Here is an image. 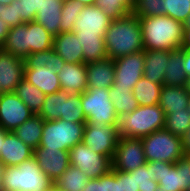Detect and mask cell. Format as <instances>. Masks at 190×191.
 <instances>
[{
  "instance_id": "cell-1",
  "label": "cell",
  "mask_w": 190,
  "mask_h": 191,
  "mask_svg": "<svg viewBox=\"0 0 190 191\" xmlns=\"http://www.w3.org/2000/svg\"><path fill=\"white\" fill-rule=\"evenodd\" d=\"M111 21L97 5L85 6L79 13L73 32L82 45L83 63L107 58L104 36Z\"/></svg>"
},
{
  "instance_id": "cell-2",
  "label": "cell",
  "mask_w": 190,
  "mask_h": 191,
  "mask_svg": "<svg viewBox=\"0 0 190 191\" xmlns=\"http://www.w3.org/2000/svg\"><path fill=\"white\" fill-rule=\"evenodd\" d=\"M107 57H118L144 50L139 18L132 13L112 20L104 36Z\"/></svg>"
},
{
  "instance_id": "cell-3",
  "label": "cell",
  "mask_w": 190,
  "mask_h": 191,
  "mask_svg": "<svg viewBox=\"0 0 190 191\" xmlns=\"http://www.w3.org/2000/svg\"><path fill=\"white\" fill-rule=\"evenodd\" d=\"M139 22L144 50L172 51L181 48L183 23L166 15L140 18Z\"/></svg>"
},
{
  "instance_id": "cell-4",
  "label": "cell",
  "mask_w": 190,
  "mask_h": 191,
  "mask_svg": "<svg viewBox=\"0 0 190 191\" xmlns=\"http://www.w3.org/2000/svg\"><path fill=\"white\" fill-rule=\"evenodd\" d=\"M53 185L34 157L18 166H5L1 179L4 191H46Z\"/></svg>"
},
{
  "instance_id": "cell-5",
  "label": "cell",
  "mask_w": 190,
  "mask_h": 191,
  "mask_svg": "<svg viewBox=\"0 0 190 191\" xmlns=\"http://www.w3.org/2000/svg\"><path fill=\"white\" fill-rule=\"evenodd\" d=\"M165 126V113L159 104L138 106L118 119L119 137L143 138Z\"/></svg>"
},
{
  "instance_id": "cell-6",
  "label": "cell",
  "mask_w": 190,
  "mask_h": 191,
  "mask_svg": "<svg viewBox=\"0 0 190 191\" xmlns=\"http://www.w3.org/2000/svg\"><path fill=\"white\" fill-rule=\"evenodd\" d=\"M142 142L147 162L163 161L175 164L185 156L182 137L165 129L143 137Z\"/></svg>"
},
{
  "instance_id": "cell-7",
  "label": "cell",
  "mask_w": 190,
  "mask_h": 191,
  "mask_svg": "<svg viewBox=\"0 0 190 191\" xmlns=\"http://www.w3.org/2000/svg\"><path fill=\"white\" fill-rule=\"evenodd\" d=\"M86 122H70L61 119L44 121L40 147L70 150L83 140Z\"/></svg>"
},
{
  "instance_id": "cell-8",
  "label": "cell",
  "mask_w": 190,
  "mask_h": 191,
  "mask_svg": "<svg viewBox=\"0 0 190 191\" xmlns=\"http://www.w3.org/2000/svg\"><path fill=\"white\" fill-rule=\"evenodd\" d=\"M81 107L86 117V123H105L118 125V119L109 88L86 89L81 94Z\"/></svg>"
},
{
  "instance_id": "cell-9",
  "label": "cell",
  "mask_w": 190,
  "mask_h": 191,
  "mask_svg": "<svg viewBox=\"0 0 190 191\" xmlns=\"http://www.w3.org/2000/svg\"><path fill=\"white\" fill-rule=\"evenodd\" d=\"M151 173L163 191H187L190 184V160L184 156L175 164L153 161Z\"/></svg>"
},
{
  "instance_id": "cell-10",
  "label": "cell",
  "mask_w": 190,
  "mask_h": 191,
  "mask_svg": "<svg viewBox=\"0 0 190 191\" xmlns=\"http://www.w3.org/2000/svg\"><path fill=\"white\" fill-rule=\"evenodd\" d=\"M70 165L79 168L90 178H99L112 170V160L109 157L94 152L83 142L69 150Z\"/></svg>"
},
{
  "instance_id": "cell-11",
  "label": "cell",
  "mask_w": 190,
  "mask_h": 191,
  "mask_svg": "<svg viewBox=\"0 0 190 191\" xmlns=\"http://www.w3.org/2000/svg\"><path fill=\"white\" fill-rule=\"evenodd\" d=\"M119 133L117 125L105 123H86L82 142L94 152L109 157L115 154Z\"/></svg>"
},
{
  "instance_id": "cell-12",
  "label": "cell",
  "mask_w": 190,
  "mask_h": 191,
  "mask_svg": "<svg viewBox=\"0 0 190 191\" xmlns=\"http://www.w3.org/2000/svg\"><path fill=\"white\" fill-rule=\"evenodd\" d=\"M142 138L119 137L112 169L130 172L146 164Z\"/></svg>"
},
{
  "instance_id": "cell-13",
  "label": "cell",
  "mask_w": 190,
  "mask_h": 191,
  "mask_svg": "<svg viewBox=\"0 0 190 191\" xmlns=\"http://www.w3.org/2000/svg\"><path fill=\"white\" fill-rule=\"evenodd\" d=\"M144 50L114 59V84L119 88L133 90L135 84L143 77Z\"/></svg>"
},
{
  "instance_id": "cell-14",
  "label": "cell",
  "mask_w": 190,
  "mask_h": 191,
  "mask_svg": "<svg viewBox=\"0 0 190 191\" xmlns=\"http://www.w3.org/2000/svg\"><path fill=\"white\" fill-rule=\"evenodd\" d=\"M34 113L14 93L0 94V126L6 131H13Z\"/></svg>"
},
{
  "instance_id": "cell-15",
  "label": "cell",
  "mask_w": 190,
  "mask_h": 191,
  "mask_svg": "<svg viewBox=\"0 0 190 191\" xmlns=\"http://www.w3.org/2000/svg\"><path fill=\"white\" fill-rule=\"evenodd\" d=\"M41 170L53 181L70 166L69 151L49 147H37L33 156Z\"/></svg>"
},
{
  "instance_id": "cell-16",
  "label": "cell",
  "mask_w": 190,
  "mask_h": 191,
  "mask_svg": "<svg viewBox=\"0 0 190 191\" xmlns=\"http://www.w3.org/2000/svg\"><path fill=\"white\" fill-rule=\"evenodd\" d=\"M24 75V59L0 48V94L14 93Z\"/></svg>"
},
{
  "instance_id": "cell-17",
  "label": "cell",
  "mask_w": 190,
  "mask_h": 191,
  "mask_svg": "<svg viewBox=\"0 0 190 191\" xmlns=\"http://www.w3.org/2000/svg\"><path fill=\"white\" fill-rule=\"evenodd\" d=\"M33 156L34 149L23 143L13 131H7L0 150V161L4 166H18Z\"/></svg>"
},
{
  "instance_id": "cell-18",
  "label": "cell",
  "mask_w": 190,
  "mask_h": 191,
  "mask_svg": "<svg viewBox=\"0 0 190 191\" xmlns=\"http://www.w3.org/2000/svg\"><path fill=\"white\" fill-rule=\"evenodd\" d=\"M87 89L111 88L114 84V59L108 57L95 62L86 63Z\"/></svg>"
},
{
  "instance_id": "cell-19",
  "label": "cell",
  "mask_w": 190,
  "mask_h": 191,
  "mask_svg": "<svg viewBox=\"0 0 190 191\" xmlns=\"http://www.w3.org/2000/svg\"><path fill=\"white\" fill-rule=\"evenodd\" d=\"M59 77L61 90L72 94H82L87 89L85 63H64Z\"/></svg>"
},
{
  "instance_id": "cell-20",
  "label": "cell",
  "mask_w": 190,
  "mask_h": 191,
  "mask_svg": "<svg viewBox=\"0 0 190 191\" xmlns=\"http://www.w3.org/2000/svg\"><path fill=\"white\" fill-rule=\"evenodd\" d=\"M53 49L65 63H83L82 45L74 32L54 36Z\"/></svg>"
},
{
  "instance_id": "cell-21",
  "label": "cell",
  "mask_w": 190,
  "mask_h": 191,
  "mask_svg": "<svg viewBox=\"0 0 190 191\" xmlns=\"http://www.w3.org/2000/svg\"><path fill=\"white\" fill-rule=\"evenodd\" d=\"M144 59L143 76L153 83L163 85L169 61V51L144 50Z\"/></svg>"
},
{
  "instance_id": "cell-22",
  "label": "cell",
  "mask_w": 190,
  "mask_h": 191,
  "mask_svg": "<svg viewBox=\"0 0 190 191\" xmlns=\"http://www.w3.org/2000/svg\"><path fill=\"white\" fill-rule=\"evenodd\" d=\"M64 0H42L35 22L41 24L47 32L56 36L60 33L61 11Z\"/></svg>"
},
{
  "instance_id": "cell-23",
  "label": "cell",
  "mask_w": 190,
  "mask_h": 191,
  "mask_svg": "<svg viewBox=\"0 0 190 191\" xmlns=\"http://www.w3.org/2000/svg\"><path fill=\"white\" fill-rule=\"evenodd\" d=\"M190 93L185 86L163 85L160 91L158 104L164 113H173L187 109Z\"/></svg>"
},
{
  "instance_id": "cell-24",
  "label": "cell",
  "mask_w": 190,
  "mask_h": 191,
  "mask_svg": "<svg viewBox=\"0 0 190 191\" xmlns=\"http://www.w3.org/2000/svg\"><path fill=\"white\" fill-rule=\"evenodd\" d=\"M24 78L46 95L61 90L59 77L53 69L46 67L25 68Z\"/></svg>"
},
{
  "instance_id": "cell-25",
  "label": "cell",
  "mask_w": 190,
  "mask_h": 191,
  "mask_svg": "<svg viewBox=\"0 0 190 191\" xmlns=\"http://www.w3.org/2000/svg\"><path fill=\"white\" fill-rule=\"evenodd\" d=\"M2 49L21 59L29 56L28 22L9 30Z\"/></svg>"
},
{
  "instance_id": "cell-26",
  "label": "cell",
  "mask_w": 190,
  "mask_h": 191,
  "mask_svg": "<svg viewBox=\"0 0 190 191\" xmlns=\"http://www.w3.org/2000/svg\"><path fill=\"white\" fill-rule=\"evenodd\" d=\"M43 125L44 120L38 114H34L13 132L23 143L35 150L40 145Z\"/></svg>"
},
{
  "instance_id": "cell-27",
  "label": "cell",
  "mask_w": 190,
  "mask_h": 191,
  "mask_svg": "<svg viewBox=\"0 0 190 191\" xmlns=\"http://www.w3.org/2000/svg\"><path fill=\"white\" fill-rule=\"evenodd\" d=\"M167 65L163 85L185 86L188 77L183 69V48L169 51Z\"/></svg>"
},
{
  "instance_id": "cell-28",
  "label": "cell",
  "mask_w": 190,
  "mask_h": 191,
  "mask_svg": "<svg viewBox=\"0 0 190 191\" xmlns=\"http://www.w3.org/2000/svg\"><path fill=\"white\" fill-rule=\"evenodd\" d=\"M54 36L35 21L28 22L29 55L53 48Z\"/></svg>"
},
{
  "instance_id": "cell-29",
  "label": "cell",
  "mask_w": 190,
  "mask_h": 191,
  "mask_svg": "<svg viewBox=\"0 0 190 191\" xmlns=\"http://www.w3.org/2000/svg\"><path fill=\"white\" fill-rule=\"evenodd\" d=\"M15 94L28 106L34 113L39 114L42 110L46 94L28 80H23L17 85Z\"/></svg>"
},
{
  "instance_id": "cell-30",
  "label": "cell",
  "mask_w": 190,
  "mask_h": 191,
  "mask_svg": "<svg viewBox=\"0 0 190 191\" xmlns=\"http://www.w3.org/2000/svg\"><path fill=\"white\" fill-rule=\"evenodd\" d=\"M162 84L153 83L144 76L139 79L132 90L139 106H153L158 104Z\"/></svg>"
},
{
  "instance_id": "cell-31",
  "label": "cell",
  "mask_w": 190,
  "mask_h": 191,
  "mask_svg": "<svg viewBox=\"0 0 190 191\" xmlns=\"http://www.w3.org/2000/svg\"><path fill=\"white\" fill-rule=\"evenodd\" d=\"M89 179L85 172L70 165L54 185L60 191H83Z\"/></svg>"
},
{
  "instance_id": "cell-32",
  "label": "cell",
  "mask_w": 190,
  "mask_h": 191,
  "mask_svg": "<svg viewBox=\"0 0 190 191\" xmlns=\"http://www.w3.org/2000/svg\"><path fill=\"white\" fill-rule=\"evenodd\" d=\"M110 99L118 117L135 110L139 104L129 88H119L113 84L110 88Z\"/></svg>"
},
{
  "instance_id": "cell-33",
  "label": "cell",
  "mask_w": 190,
  "mask_h": 191,
  "mask_svg": "<svg viewBox=\"0 0 190 191\" xmlns=\"http://www.w3.org/2000/svg\"><path fill=\"white\" fill-rule=\"evenodd\" d=\"M38 115L44 121L56 120L60 118V115H64V90L46 95Z\"/></svg>"
},
{
  "instance_id": "cell-34",
  "label": "cell",
  "mask_w": 190,
  "mask_h": 191,
  "mask_svg": "<svg viewBox=\"0 0 190 191\" xmlns=\"http://www.w3.org/2000/svg\"><path fill=\"white\" fill-rule=\"evenodd\" d=\"M63 121L87 122L81 107V94H72L64 90V115H60Z\"/></svg>"
},
{
  "instance_id": "cell-35",
  "label": "cell",
  "mask_w": 190,
  "mask_h": 191,
  "mask_svg": "<svg viewBox=\"0 0 190 191\" xmlns=\"http://www.w3.org/2000/svg\"><path fill=\"white\" fill-rule=\"evenodd\" d=\"M190 128V114L187 109L165 113L164 129L174 135L183 137Z\"/></svg>"
},
{
  "instance_id": "cell-36",
  "label": "cell",
  "mask_w": 190,
  "mask_h": 191,
  "mask_svg": "<svg viewBox=\"0 0 190 191\" xmlns=\"http://www.w3.org/2000/svg\"><path fill=\"white\" fill-rule=\"evenodd\" d=\"M85 5L79 0H64L61 11L60 33L73 32L74 24Z\"/></svg>"
},
{
  "instance_id": "cell-37",
  "label": "cell",
  "mask_w": 190,
  "mask_h": 191,
  "mask_svg": "<svg viewBox=\"0 0 190 191\" xmlns=\"http://www.w3.org/2000/svg\"><path fill=\"white\" fill-rule=\"evenodd\" d=\"M164 15L178 22H190V0H164Z\"/></svg>"
},
{
  "instance_id": "cell-38",
  "label": "cell",
  "mask_w": 190,
  "mask_h": 191,
  "mask_svg": "<svg viewBox=\"0 0 190 191\" xmlns=\"http://www.w3.org/2000/svg\"><path fill=\"white\" fill-rule=\"evenodd\" d=\"M164 0H137L131 13L137 18L164 15Z\"/></svg>"
},
{
  "instance_id": "cell-39",
  "label": "cell",
  "mask_w": 190,
  "mask_h": 191,
  "mask_svg": "<svg viewBox=\"0 0 190 191\" xmlns=\"http://www.w3.org/2000/svg\"><path fill=\"white\" fill-rule=\"evenodd\" d=\"M98 7L112 20L122 18L131 13L132 7L125 0H97Z\"/></svg>"
},
{
  "instance_id": "cell-40",
  "label": "cell",
  "mask_w": 190,
  "mask_h": 191,
  "mask_svg": "<svg viewBox=\"0 0 190 191\" xmlns=\"http://www.w3.org/2000/svg\"><path fill=\"white\" fill-rule=\"evenodd\" d=\"M132 172L139 191H154L157 188L158 182L151 173V162H146Z\"/></svg>"
},
{
  "instance_id": "cell-41",
  "label": "cell",
  "mask_w": 190,
  "mask_h": 191,
  "mask_svg": "<svg viewBox=\"0 0 190 191\" xmlns=\"http://www.w3.org/2000/svg\"><path fill=\"white\" fill-rule=\"evenodd\" d=\"M42 0H16L17 17L24 23L34 21Z\"/></svg>"
},
{
  "instance_id": "cell-42",
  "label": "cell",
  "mask_w": 190,
  "mask_h": 191,
  "mask_svg": "<svg viewBox=\"0 0 190 191\" xmlns=\"http://www.w3.org/2000/svg\"><path fill=\"white\" fill-rule=\"evenodd\" d=\"M115 191H139L135 182V174L132 171L115 170Z\"/></svg>"
},
{
  "instance_id": "cell-43",
  "label": "cell",
  "mask_w": 190,
  "mask_h": 191,
  "mask_svg": "<svg viewBox=\"0 0 190 191\" xmlns=\"http://www.w3.org/2000/svg\"><path fill=\"white\" fill-rule=\"evenodd\" d=\"M0 17L9 24L10 28L24 24L21 17H17L16 0L8 5L1 4Z\"/></svg>"
},
{
  "instance_id": "cell-44",
  "label": "cell",
  "mask_w": 190,
  "mask_h": 191,
  "mask_svg": "<svg viewBox=\"0 0 190 191\" xmlns=\"http://www.w3.org/2000/svg\"><path fill=\"white\" fill-rule=\"evenodd\" d=\"M50 61V49L38 53L30 54L24 59L25 68L45 67L46 62Z\"/></svg>"
},
{
  "instance_id": "cell-45",
  "label": "cell",
  "mask_w": 190,
  "mask_h": 191,
  "mask_svg": "<svg viewBox=\"0 0 190 191\" xmlns=\"http://www.w3.org/2000/svg\"><path fill=\"white\" fill-rule=\"evenodd\" d=\"M65 61L54 51L53 48L50 49V61L46 62V68L53 69L56 74L61 71Z\"/></svg>"
},
{
  "instance_id": "cell-46",
  "label": "cell",
  "mask_w": 190,
  "mask_h": 191,
  "mask_svg": "<svg viewBox=\"0 0 190 191\" xmlns=\"http://www.w3.org/2000/svg\"><path fill=\"white\" fill-rule=\"evenodd\" d=\"M103 190L115 191V170H111L109 173L103 176Z\"/></svg>"
},
{
  "instance_id": "cell-47",
  "label": "cell",
  "mask_w": 190,
  "mask_h": 191,
  "mask_svg": "<svg viewBox=\"0 0 190 191\" xmlns=\"http://www.w3.org/2000/svg\"><path fill=\"white\" fill-rule=\"evenodd\" d=\"M83 191H104L103 190V176L99 178L89 179Z\"/></svg>"
},
{
  "instance_id": "cell-48",
  "label": "cell",
  "mask_w": 190,
  "mask_h": 191,
  "mask_svg": "<svg viewBox=\"0 0 190 191\" xmlns=\"http://www.w3.org/2000/svg\"><path fill=\"white\" fill-rule=\"evenodd\" d=\"M10 29L9 24L0 17V48L4 45Z\"/></svg>"
},
{
  "instance_id": "cell-49",
  "label": "cell",
  "mask_w": 190,
  "mask_h": 191,
  "mask_svg": "<svg viewBox=\"0 0 190 191\" xmlns=\"http://www.w3.org/2000/svg\"><path fill=\"white\" fill-rule=\"evenodd\" d=\"M183 69L188 78H190V49L183 48Z\"/></svg>"
},
{
  "instance_id": "cell-50",
  "label": "cell",
  "mask_w": 190,
  "mask_h": 191,
  "mask_svg": "<svg viewBox=\"0 0 190 191\" xmlns=\"http://www.w3.org/2000/svg\"><path fill=\"white\" fill-rule=\"evenodd\" d=\"M181 48L190 49V22L187 24H184Z\"/></svg>"
},
{
  "instance_id": "cell-51",
  "label": "cell",
  "mask_w": 190,
  "mask_h": 191,
  "mask_svg": "<svg viewBox=\"0 0 190 191\" xmlns=\"http://www.w3.org/2000/svg\"><path fill=\"white\" fill-rule=\"evenodd\" d=\"M183 151L184 153H190V128L186 134L182 137Z\"/></svg>"
},
{
  "instance_id": "cell-52",
  "label": "cell",
  "mask_w": 190,
  "mask_h": 191,
  "mask_svg": "<svg viewBox=\"0 0 190 191\" xmlns=\"http://www.w3.org/2000/svg\"><path fill=\"white\" fill-rule=\"evenodd\" d=\"M6 133L7 131L0 126V150L2 149L3 141L5 140Z\"/></svg>"
},
{
  "instance_id": "cell-53",
  "label": "cell",
  "mask_w": 190,
  "mask_h": 191,
  "mask_svg": "<svg viewBox=\"0 0 190 191\" xmlns=\"http://www.w3.org/2000/svg\"><path fill=\"white\" fill-rule=\"evenodd\" d=\"M82 2L85 6H91V5H96L97 0H79Z\"/></svg>"
},
{
  "instance_id": "cell-54",
  "label": "cell",
  "mask_w": 190,
  "mask_h": 191,
  "mask_svg": "<svg viewBox=\"0 0 190 191\" xmlns=\"http://www.w3.org/2000/svg\"><path fill=\"white\" fill-rule=\"evenodd\" d=\"M5 166L3 163L0 161V186H1V179L3 177V172H4Z\"/></svg>"
},
{
  "instance_id": "cell-55",
  "label": "cell",
  "mask_w": 190,
  "mask_h": 191,
  "mask_svg": "<svg viewBox=\"0 0 190 191\" xmlns=\"http://www.w3.org/2000/svg\"><path fill=\"white\" fill-rule=\"evenodd\" d=\"M13 0H0V4L2 5H8L12 2Z\"/></svg>"
},
{
  "instance_id": "cell-56",
  "label": "cell",
  "mask_w": 190,
  "mask_h": 191,
  "mask_svg": "<svg viewBox=\"0 0 190 191\" xmlns=\"http://www.w3.org/2000/svg\"><path fill=\"white\" fill-rule=\"evenodd\" d=\"M131 7L137 2V0H125Z\"/></svg>"
},
{
  "instance_id": "cell-57",
  "label": "cell",
  "mask_w": 190,
  "mask_h": 191,
  "mask_svg": "<svg viewBox=\"0 0 190 191\" xmlns=\"http://www.w3.org/2000/svg\"><path fill=\"white\" fill-rule=\"evenodd\" d=\"M46 191H60L55 185H53L51 188H49Z\"/></svg>"
},
{
  "instance_id": "cell-58",
  "label": "cell",
  "mask_w": 190,
  "mask_h": 191,
  "mask_svg": "<svg viewBox=\"0 0 190 191\" xmlns=\"http://www.w3.org/2000/svg\"><path fill=\"white\" fill-rule=\"evenodd\" d=\"M186 87H187V90H188L189 93H190V78H188V80H187Z\"/></svg>"
},
{
  "instance_id": "cell-59",
  "label": "cell",
  "mask_w": 190,
  "mask_h": 191,
  "mask_svg": "<svg viewBox=\"0 0 190 191\" xmlns=\"http://www.w3.org/2000/svg\"><path fill=\"white\" fill-rule=\"evenodd\" d=\"M187 111H188L189 114H190V97H189V100H188Z\"/></svg>"
},
{
  "instance_id": "cell-60",
  "label": "cell",
  "mask_w": 190,
  "mask_h": 191,
  "mask_svg": "<svg viewBox=\"0 0 190 191\" xmlns=\"http://www.w3.org/2000/svg\"><path fill=\"white\" fill-rule=\"evenodd\" d=\"M154 191H163V188H160V186L158 185Z\"/></svg>"
},
{
  "instance_id": "cell-61",
  "label": "cell",
  "mask_w": 190,
  "mask_h": 191,
  "mask_svg": "<svg viewBox=\"0 0 190 191\" xmlns=\"http://www.w3.org/2000/svg\"><path fill=\"white\" fill-rule=\"evenodd\" d=\"M185 156H187L188 159L190 160V153H186Z\"/></svg>"
}]
</instances>
